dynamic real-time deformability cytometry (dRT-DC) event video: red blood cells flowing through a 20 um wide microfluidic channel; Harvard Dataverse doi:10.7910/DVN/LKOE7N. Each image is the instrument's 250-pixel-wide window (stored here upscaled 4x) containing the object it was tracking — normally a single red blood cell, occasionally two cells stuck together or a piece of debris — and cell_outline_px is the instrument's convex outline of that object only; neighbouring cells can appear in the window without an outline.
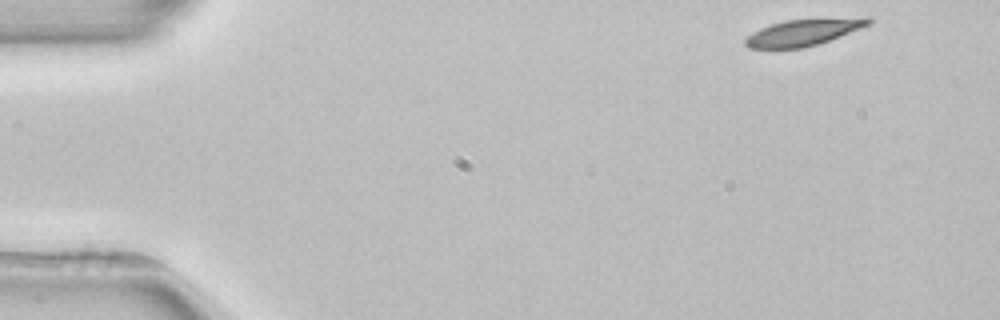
{"species": "common noctule bat (a hibernating species)", "species_latin": "Nyctalus noctula", "temperature_condition": "room temperature", "stored_images_in_passage": 12, "camera_frame_rate_fps": 3000, "um_per_image_px": 0.085, "animal": {"sex": "female", "body_mass_g": 22.7, "forearm_length_mm": 54.2}, "frame": {"image": 1, "passage_image": 1, "time_ms": 0.0, "image_size_px": [1000, 320], "cell_outline_px": [[872, 24], [828, 40], [804, 48], [748, 48], [744, 44], [744, 40], [752, 32], [760, 28], [784, 20], [868, 16], [872, 16]], "centroid_in_image_um": [68.34, 2.72], "position_along_channel_um": 16.7, "area_um2": 19.19}}